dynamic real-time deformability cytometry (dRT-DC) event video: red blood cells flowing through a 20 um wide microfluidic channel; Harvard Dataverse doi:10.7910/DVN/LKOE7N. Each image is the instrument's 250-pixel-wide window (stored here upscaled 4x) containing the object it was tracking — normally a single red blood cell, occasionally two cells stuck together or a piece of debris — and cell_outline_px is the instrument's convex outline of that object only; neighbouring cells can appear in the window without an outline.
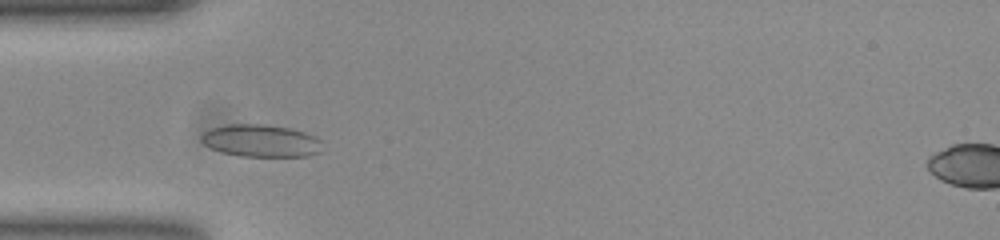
{"species": "common noctule bat (a hibernating species)", "species_latin": "Nyctalus noctula", "temperature_condition": "room temperature", "stored_images_in_passage": 37, "camera_frame_rate_fps": 3000, "um_per_image_px": 0.085, "animal": {"sex": "female", "body_mass_g": 23.0, "forearm_length_mm": 53.4}, "frame": {"image": 1, "passage_image": 8, "time_ms": 2.333, "image_size_px": [1000, 240], "cell_outline_px": [[320, 152], [308, 156], [240, 156], [220, 152], [204, 144], [200, 140], [200, 136], [208, 128], [228, 124], [264, 124], [288, 128], [304, 132], [320, 140]], "centroid_in_image_um": [22.11, 11.96], "position_along_channel_um": 62.9, "area_um2": 22.77}}
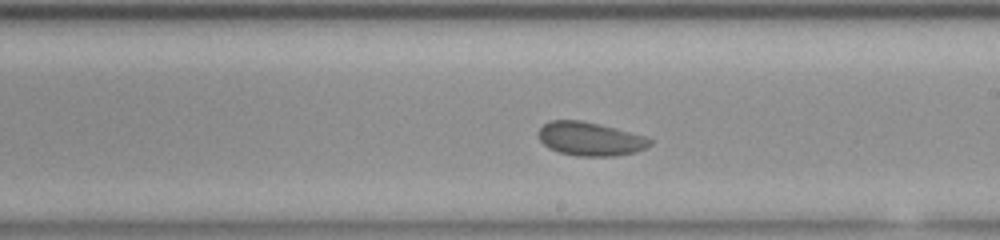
{"frame": {"image": 2, "passage_image": 22, "time_ms": 7.0, "image_size_px": [1000, 240], "cell_outline_px": [[652, 144], [648, 148], [636, 152], [616, 156], [576, 156], [560, 152], [548, 148], [540, 140], [540, 128], [548, 120], [580, 120], [600, 124], [648, 136], [652, 140]], "centroid_in_image_um": [50.23, 11.81], "position_along_channel_um": 238.8, "area_um2": 22.08}}
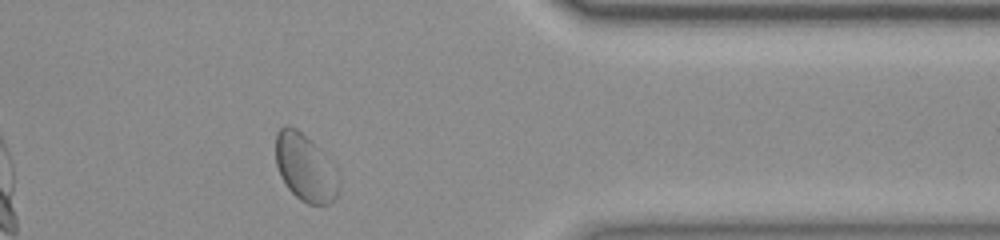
{"frame": {"image": 3, "passage_image": 35, "time_ms": 11.333, "image_size_px": [1000, 240], "cell_outline_px": [[336, 196], [328, 204], [308, 204], [300, 200], [288, 188], [280, 176], [276, 164], [276, 132], [284, 124], [296, 128], [312, 144], [336, 184]], "centroid_in_image_um": [25.75, 14.27], "position_along_channel_um": 385.6, "area_um2": 22.48}, "authors_computed_cell_mechanics": {"area_um2": 22.0796, "velocity_mm_per_s": 3.7955, "shape_relaxation_time_tau1_ms": 2.8467, "shape_relaxation_time_tau2_ms": 1.0018, "deformation_change_tau1": 0.0402, "deformation_change_tau2": 0.0602}}